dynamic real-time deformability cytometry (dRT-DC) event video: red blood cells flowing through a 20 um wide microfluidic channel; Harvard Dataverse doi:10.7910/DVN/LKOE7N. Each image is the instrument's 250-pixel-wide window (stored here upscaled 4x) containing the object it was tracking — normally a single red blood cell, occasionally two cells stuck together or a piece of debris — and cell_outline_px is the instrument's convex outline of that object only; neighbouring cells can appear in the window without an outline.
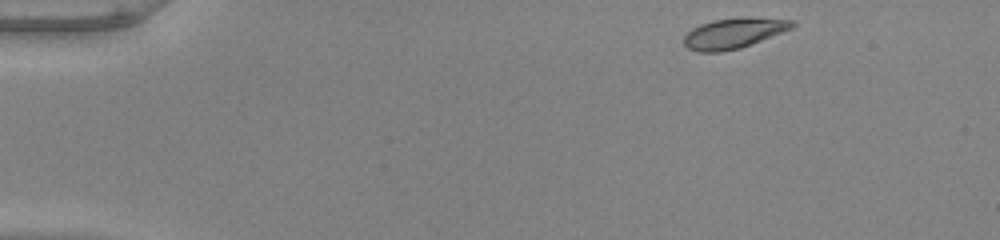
{"species": "common noctule bat (a hibernating species)", "species_latin": "Nyctalus noctula", "temperature_condition": "warm", "stored_images_in_passage": 46, "camera_frame_rate_fps": 3000, "um_per_image_px": 0.085, "animal": {"sex": "male", "body_mass_g": 20.0, "forearm_length_mm": 53.3}, "frame": {"image": 1, "passage_image": 1, "time_ms": 0.0, "image_size_px": [1000, 240], "cell_outline_px": [[796, 24], [792, 28], [740, 48], [720, 52], [696, 52], [688, 48], [684, 44], [684, 36], [692, 28], [700, 24], [712, 20], [792, 20]], "centroid_in_image_um": [62.25, 2.89], "position_along_channel_um": 22.8, "area_um2": 18.03}}
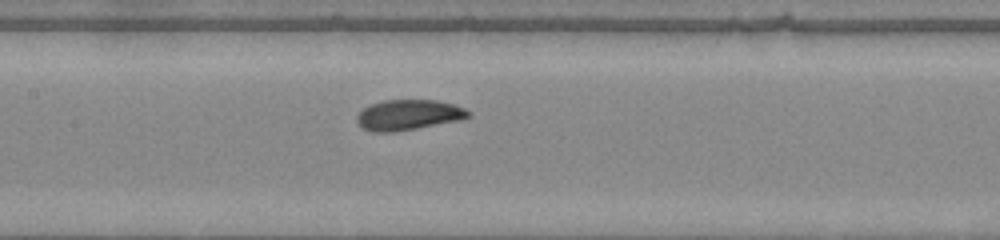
{"frame": {"image": 2, "passage_image": 20, "time_ms": 6.333, "image_size_px": [1000, 240], "cell_outline_px": [[472, 116], [460, 120], [396, 132], [372, 132], [364, 128], [356, 120], [356, 116], [364, 108], [372, 104], [384, 100], [436, 100], [452, 104], [464, 108], [472, 112]], "centroid_in_image_um": [34.75, 9.77], "position_along_channel_um": 172.7, "area_um2": 19.71}}
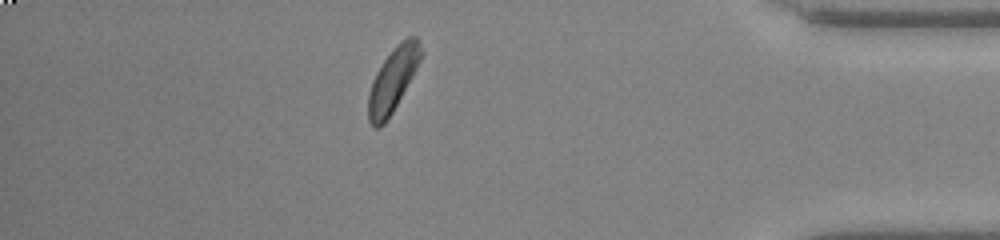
{"frame": {"image": 3, "passage_image": 40, "time_ms": 13.0, "image_size_px": [1000, 240], "cell_outline_px": [[424, 52], [412, 76], [392, 112], [384, 124], [380, 128], [372, 128], [368, 120], [368, 96], [372, 80], [376, 72], [384, 60], [408, 36], [416, 36], [420, 40]], "centroid_in_image_um": [33.39, 6.82], "position_along_channel_um": 401.8, "area_um2": 19.19}, "authors_computed_cell_mechanics": {"area_um2": 19.4208, "velocity_mm_per_s": 3.9533, "shape_relaxation_time_tau1_ms": 2.9965, "shape_relaxation_time_tau2_ms": 5.5262, "deformation_change_tau1": 0.1186, "deformation_change_tau2": 0.0897}}